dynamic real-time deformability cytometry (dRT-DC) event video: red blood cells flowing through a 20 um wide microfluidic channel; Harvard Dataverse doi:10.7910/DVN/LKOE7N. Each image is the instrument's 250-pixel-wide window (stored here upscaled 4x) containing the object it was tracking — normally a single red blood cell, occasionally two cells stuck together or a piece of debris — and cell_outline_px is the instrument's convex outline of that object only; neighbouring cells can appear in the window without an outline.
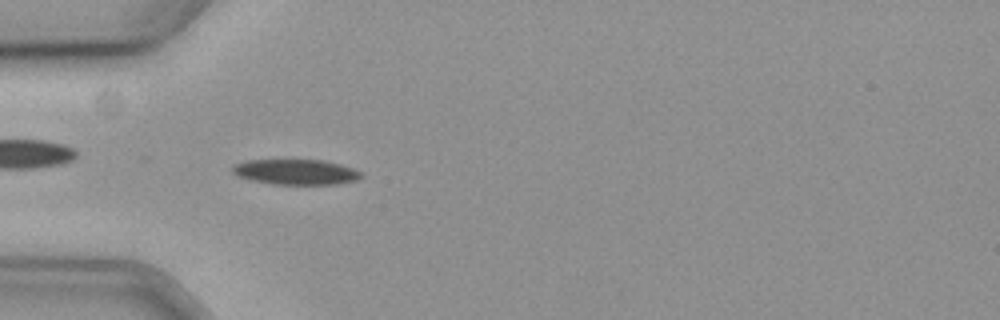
{"species": "common noctule bat (a hibernating species)", "species_latin": "Nyctalus noctula", "temperature_condition": "cold", "stored_images_in_passage": 11, "camera_frame_rate_fps": 3000, "um_per_image_px": 0.085, "animal": {"sex": "female", "body_mass_g": 19.3, "forearm_length_mm": 54.1}, "frame": {"image": 1, "passage_image": 7, "time_ms": 2.0, "image_size_px": [1000, 320], "cell_outline_px": [[364, 176], [356, 180], [336, 184], [272, 184], [252, 180], [236, 176], [232, 172], [232, 164], [244, 160], [324, 160], [340, 164], [364, 172]], "centroid_in_image_um": [25.14, 14.61], "position_along_channel_um": 59.9, "area_um2": 19.19}}